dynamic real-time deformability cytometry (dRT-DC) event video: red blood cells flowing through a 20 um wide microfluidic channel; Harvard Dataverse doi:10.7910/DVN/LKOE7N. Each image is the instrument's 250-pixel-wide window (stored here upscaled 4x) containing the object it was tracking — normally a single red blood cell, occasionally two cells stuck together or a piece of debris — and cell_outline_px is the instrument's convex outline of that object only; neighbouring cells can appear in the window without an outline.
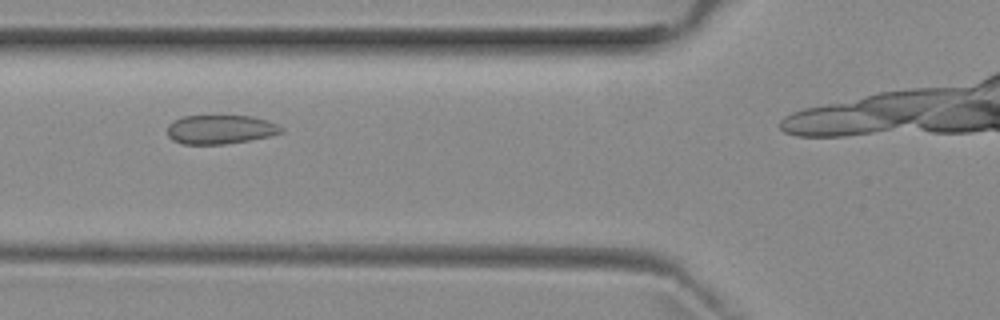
{"species": "common noctule bat (a hibernating species)", "species_latin": "Nyctalus noctula", "temperature_condition": "room temperature", "stored_images_in_passage": 7, "camera_frame_rate_fps": 3000, "um_per_image_px": 0.085, "animal": {"sex": "female", "body_mass_g": 29.2, "forearm_length_mm": 56.3}, "frame": {"image": 1, "passage_image": 6, "time_ms": 5.667, "image_size_px": [1000, 320], "cell_outline_px": [[284, 132], [268, 136], [248, 140], [224, 144], [184, 144], [172, 140], [168, 136], [168, 124], [172, 120], [184, 116], [212, 112], [252, 116], [276, 124], [284, 128]], "centroid_in_image_um": [18.68, 10.94], "position_along_channel_um": 107.1, "area_um2": 20.11}}